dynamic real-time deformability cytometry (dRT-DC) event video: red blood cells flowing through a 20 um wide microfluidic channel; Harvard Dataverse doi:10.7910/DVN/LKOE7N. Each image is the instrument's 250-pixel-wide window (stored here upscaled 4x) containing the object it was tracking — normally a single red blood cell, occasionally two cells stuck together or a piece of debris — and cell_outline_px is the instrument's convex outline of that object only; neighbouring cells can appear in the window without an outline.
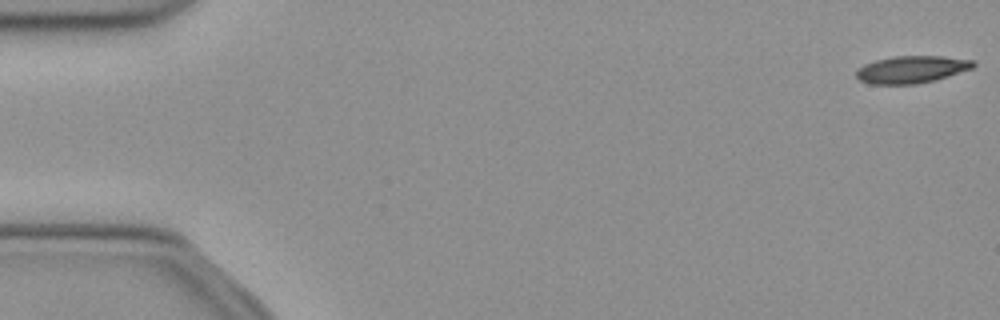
{"species": "common noctule bat (a hibernating species)", "species_latin": "Nyctalus noctula", "temperature_condition": "cold", "stored_images_in_passage": 38, "camera_frame_rate_fps": 3000, "um_per_image_px": 0.085, "animal": {"sex": "female", "body_mass_g": 21.9}, "frame": {"image": 1, "passage_image": 1, "time_ms": 0.0, "image_size_px": [1000, 320], "cell_outline_px": [[976, 64], [972, 68], [936, 80], [916, 84], [868, 84], [860, 80], [856, 76], [856, 68], [864, 64], [876, 60], [892, 56], [944, 56], [972, 60]], "centroid_in_image_um": [77.45, 5.9], "position_along_channel_um": 7.6, "area_um2": 18.67}}
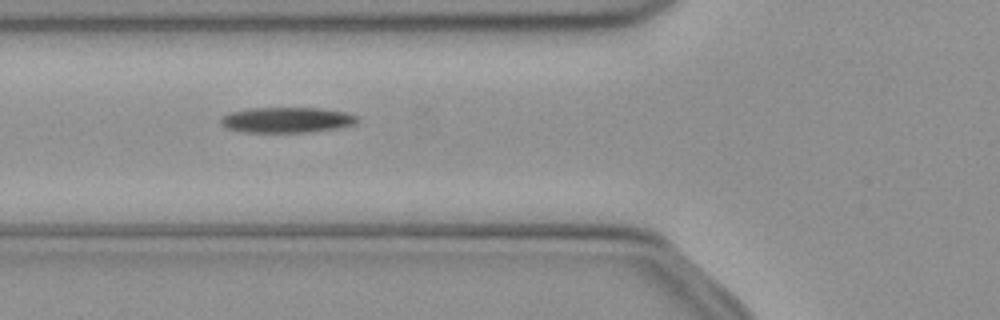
{"frame": {"image": 2, "passage_image": 19, "time_ms": 6.0, "image_size_px": [1000, 320], "cell_outline_px": [[360, 120], [356, 124], [340, 128], [308, 132], [244, 132], [224, 128], [220, 124], [220, 120], [224, 116], [232, 112], [252, 108], [324, 108], [348, 112], [356, 116]], "centroid_in_image_um": [24.43, 10.2], "position_along_channel_um": 101.4, "area_um2": 20.46}}
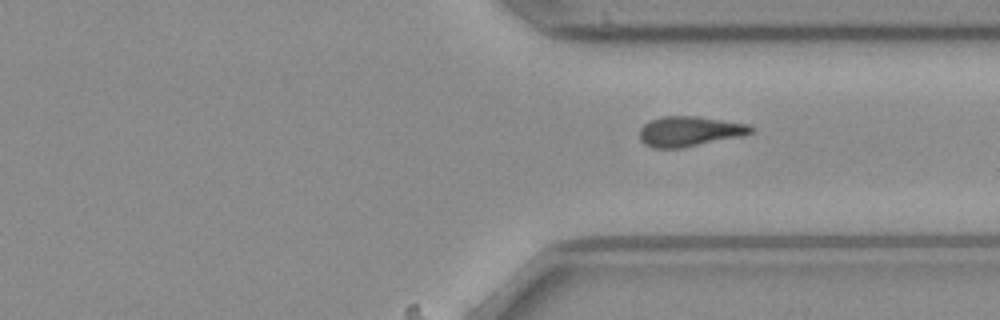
{"frame": {"image": 3, "passage_image": 38, "time_ms": 12.333, "image_size_px": [1000, 320], "cell_outline_px": [[752, 132], [744, 136], [684, 148], [652, 148], [644, 144], [640, 140], [640, 128], [648, 120], [664, 116], [696, 116], [748, 124], [752, 128]], "centroid_in_image_um": [58.58, 11.18], "position_along_channel_um": 352.8, "area_um2": 19.71}}